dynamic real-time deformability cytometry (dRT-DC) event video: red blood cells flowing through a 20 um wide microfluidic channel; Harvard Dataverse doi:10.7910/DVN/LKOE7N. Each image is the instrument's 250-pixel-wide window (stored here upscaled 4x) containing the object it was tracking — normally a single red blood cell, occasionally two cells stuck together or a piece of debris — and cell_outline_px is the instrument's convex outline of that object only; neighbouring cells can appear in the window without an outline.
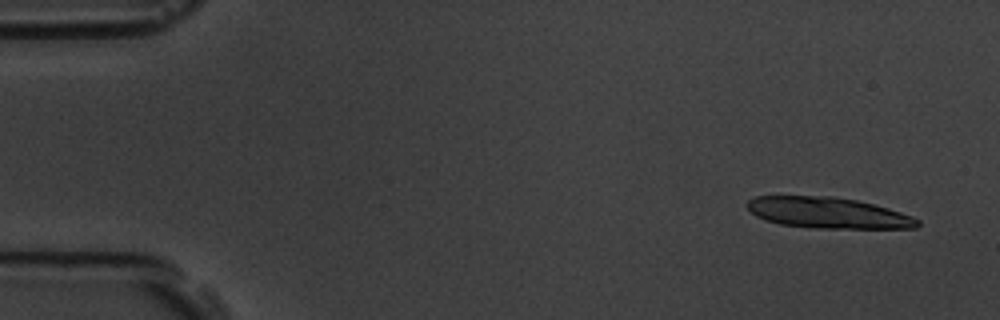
{"species": "common noctule bat (a hibernating species)", "species_latin": "Nyctalus noctula", "temperature_condition": "room temperature", "stored_images_in_passage": 15, "camera_frame_rate_fps": 3000, "um_per_image_px": 0.085, "animal": {"sex": "male", "body_mass_g": 19.5, "forearm_length_mm": 54.6}, "frame": {"image": 1, "passage_image": 3, "time_ms": 0.667, "image_size_px": [1000, 320], "cell_outline_px": [[920, 224], [916, 228], [812, 228], [780, 224], [764, 220], [756, 216], [744, 204], [748, 200], [756, 196], [832, 196], [856, 200], [888, 208], [912, 216], [920, 220]], "centroid_in_image_um": [70.36, 18.09], "position_along_channel_um": 14.6, "area_um2": 30.81}}